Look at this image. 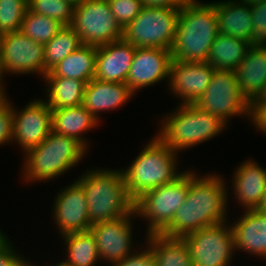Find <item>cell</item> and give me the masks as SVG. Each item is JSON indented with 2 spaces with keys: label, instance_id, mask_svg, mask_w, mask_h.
Segmentation results:
<instances>
[{
  "label": "cell",
  "instance_id": "1",
  "mask_svg": "<svg viewBox=\"0 0 266 266\" xmlns=\"http://www.w3.org/2000/svg\"><path fill=\"white\" fill-rule=\"evenodd\" d=\"M228 184L220 174L197 175L189 170V192L170 225L161 235L182 238L203 227L228 220ZM228 192V194H227Z\"/></svg>",
  "mask_w": 266,
  "mask_h": 266
},
{
  "label": "cell",
  "instance_id": "2",
  "mask_svg": "<svg viewBox=\"0 0 266 266\" xmlns=\"http://www.w3.org/2000/svg\"><path fill=\"white\" fill-rule=\"evenodd\" d=\"M218 30L215 1L187 0L180 8L172 60L205 62Z\"/></svg>",
  "mask_w": 266,
  "mask_h": 266
},
{
  "label": "cell",
  "instance_id": "3",
  "mask_svg": "<svg viewBox=\"0 0 266 266\" xmlns=\"http://www.w3.org/2000/svg\"><path fill=\"white\" fill-rule=\"evenodd\" d=\"M84 189L91 225L115 220L134 211L121 169L95 168L86 170L76 180Z\"/></svg>",
  "mask_w": 266,
  "mask_h": 266
},
{
  "label": "cell",
  "instance_id": "4",
  "mask_svg": "<svg viewBox=\"0 0 266 266\" xmlns=\"http://www.w3.org/2000/svg\"><path fill=\"white\" fill-rule=\"evenodd\" d=\"M87 152L88 149L75 138L51 131L39 145L24 153L22 178L27 183L55 180L82 162Z\"/></svg>",
  "mask_w": 266,
  "mask_h": 266
},
{
  "label": "cell",
  "instance_id": "5",
  "mask_svg": "<svg viewBox=\"0 0 266 266\" xmlns=\"http://www.w3.org/2000/svg\"><path fill=\"white\" fill-rule=\"evenodd\" d=\"M160 122L156 136L176 153L209 141L228 126L195 104H178Z\"/></svg>",
  "mask_w": 266,
  "mask_h": 266
},
{
  "label": "cell",
  "instance_id": "6",
  "mask_svg": "<svg viewBox=\"0 0 266 266\" xmlns=\"http://www.w3.org/2000/svg\"><path fill=\"white\" fill-rule=\"evenodd\" d=\"M157 136L152 137L129 167L122 169L129 196L135 201L145 192L173 182L178 170V155Z\"/></svg>",
  "mask_w": 266,
  "mask_h": 266
},
{
  "label": "cell",
  "instance_id": "7",
  "mask_svg": "<svg viewBox=\"0 0 266 266\" xmlns=\"http://www.w3.org/2000/svg\"><path fill=\"white\" fill-rule=\"evenodd\" d=\"M187 170L173 182L149 190L135 200L136 217L148 223L146 235L161 234L184 203L189 192V168Z\"/></svg>",
  "mask_w": 266,
  "mask_h": 266
},
{
  "label": "cell",
  "instance_id": "8",
  "mask_svg": "<svg viewBox=\"0 0 266 266\" xmlns=\"http://www.w3.org/2000/svg\"><path fill=\"white\" fill-rule=\"evenodd\" d=\"M180 8L144 6L123 29V39L136 48L171 50Z\"/></svg>",
  "mask_w": 266,
  "mask_h": 266
},
{
  "label": "cell",
  "instance_id": "9",
  "mask_svg": "<svg viewBox=\"0 0 266 266\" xmlns=\"http://www.w3.org/2000/svg\"><path fill=\"white\" fill-rule=\"evenodd\" d=\"M194 104L226 124L234 116H247L253 122L251 103L242 94L234 71L215 70L204 94Z\"/></svg>",
  "mask_w": 266,
  "mask_h": 266
},
{
  "label": "cell",
  "instance_id": "10",
  "mask_svg": "<svg viewBox=\"0 0 266 266\" xmlns=\"http://www.w3.org/2000/svg\"><path fill=\"white\" fill-rule=\"evenodd\" d=\"M70 26L85 45L101 46L123 38L108 0H84L75 6Z\"/></svg>",
  "mask_w": 266,
  "mask_h": 266
},
{
  "label": "cell",
  "instance_id": "11",
  "mask_svg": "<svg viewBox=\"0 0 266 266\" xmlns=\"http://www.w3.org/2000/svg\"><path fill=\"white\" fill-rule=\"evenodd\" d=\"M228 221L182 237L189 248L193 266H230L235 253L233 229Z\"/></svg>",
  "mask_w": 266,
  "mask_h": 266
},
{
  "label": "cell",
  "instance_id": "12",
  "mask_svg": "<svg viewBox=\"0 0 266 266\" xmlns=\"http://www.w3.org/2000/svg\"><path fill=\"white\" fill-rule=\"evenodd\" d=\"M1 59L6 74L35 73L45 77L44 44L20 30L0 35Z\"/></svg>",
  "mask_w": 266,
  "mask_h": 266
},
{
  "label": "cell",
  "instance_id": "13",
  "mask_svg": "<svg viewBox=\"0 0 266 266\" xmlns=\"http://www.w3.org/2000/svg\"><path fill=\"white\" fill-rule=\"evenodd\" d=\"M134 218H136L135 210L127 216L91 226L89 231L97 243L100 261L110 262L109 266H112L137 250L132 248L135 246L132 226Z\"/></svg>",
  "mask_w": 266,
  "mask_h": 266
},
{
  "label": "cell",
  "instance_id": "14",
  "mask_svg": "<svg viewBox=\"0 0 266 266\" xmlns=\"http://www.w3.org/2000/svg\"><path fill=\"white\" fill-rule=\"evenodd\" d=\"M22 109L14 107L13 143L19 144L25 153L39 145L52 131V110L42 98L34 99Z\"/></svg>",
  "mask_w": 266,
  "mask_h": 266
},
{
  "label": "cell",
  "instance_id": "15",
  "mask_svg": "<svg viewBox=\"0 0 266 266\" xmlns=\"http://www.w3.org/2000/svg\"><path fill=\"white\" fill-rule=\"evenodd\" d=\"M215 70L207 61L172 60L168 89L171 94L179 97L180 104H194L204 94Z\"/></svg>",
  "mask_w": 266,
  "mask_h": 266
},
{
  "label": "cell",
  "instance_id": "16",
  "mask_svg": "<svg viewBox=\"0 0 266 266\" xmlns=\"http://www.w3.org/2000/svg\"><path fill=\"white\" fill-rule=\"evenodd\" d=\"M53 219L60 236L69 233L86 232L91 228L87 200L83 187L75 180L61 189L53 200Z\"/></svg>",
  "mask_w": 266,
  "mask_h": 266
},
{
  "label": "cell",
  "instance_id": "17",
  "mask_svg": "<svg viewBox=\"0 0 266 266\" xmlns=\"http://www.w3.org/2000/svg\"><path fill=\"white\" fill-rule=\"evenodd\" d=\"M171 51L161 48H136L126 84L136 94L139 89L169 81Z\"/></svg>",
  "mask_w": 266,
  "mask_h": 266
},
{
  "label": "cell",
  "instance_id": "18",
  "mask_svg": "<svg viewBox=\"0 0 266 266\" xmlns=\"http://www.w3.org/2000/svg\"><path fill=\"white\" fill-rule=\"evenodd\" d=\"M136 47L123 38L97 46L94 78L106 82L126 83Z\"/></svg>",
  "mask_w": 266,
  "mask_h": 266
},
{
  "label": "cell",
  "instance_id": "19",
  "mask_svg": "<svg viewBox=\"0 0 266 266\" xmlns=\"http://www.w3.org/2000/svg\"><path fill=\"white\" fill-rule=\"evenodd\" d=\"M231 223L235 251L266 260V214L256 209L245 210Z\"/></svg>",
  "mask_w": 266,
  "mask_h": 266
},
{
  "label": "cell",
  "instance_id": "20",
  "mask_svg": "<svg viewBox=\"0 0 266 266\" xmlns=\"http://www.w3.org/2000/svg\"><path fill=\"white\" fill-rule=\"evenodd\" d=\"M241 163L231 179L233 195L242 209H257L266 190V169L253 158Z\"/></svg>",
  "mask_w": 266,
  "mask_h": 266
},
{
  "label": "cell",
  "instance_id": "21",
  "mask_svg": "<svg viewBox=\"0 0 266 266\" xmlns=\"http://www.w3.org/2000/svg\"><path fill=\"white\" fill-rule=\"evenodd\" d=\"M135 94L126 83H114L91 79L85 87L83 106L101 122V111L120 108Z\"/></svg>",
  "mask_w": 266,
  "mask_h": 266
},
{
  "label": "cell",
  "instance_id": "22",
  "mask_svg": "<svg viewBox=\"0 0 266 266\" xmlns=\"http://www.w3.org/2000/svg\"><path fill=\"white\" fill-rule=\"evenodd\" d=\"M220 34L248 41L253 28L250 5L238 0L215 1Z\"/></svg>",
  "mask_w": 266,
  "mask_h": 266
},
{
  "label": "cell",
  "instance_id": "23",
  "mask_svg": "<svg viewBox=\"0 0 266 266\" xmlns=\"http://www.w3.org/2000/svg\"><path fill=\"white\" fill-rule=\"evenodd\" d=\"M234 72L242 94L251 103L266 84V47H249Z\"/></svg>",
  "mask_w": 266,
  "mask_h": 266
},
{
  "label": "cell",
  "instance_id": "24",
  "mask_svg": "<svg viewBox=\"0 0 266 266\" xmlns=\"http://www.w3.org/2000/svg\"><path fill=\"white\" fill-rule=\"evenodd\" d=\"M99 123L83 105L52 110V131L75 138L87 149L90 142L83 134L97 127Z\"/></svg>",
  "mask_w": 266,
  "mask_h": 266
},
{
  "label": "cell",
  "instance_id": "25",
  "mask_svg": "<svg viewBox=\"0 0 266 266\" xmlns=\"http://www.w3.org/2000/svg\"><path fill=\"white\" fill-rule=\"evenodd\" d=\"M96 54L97 46L83 44L45 76L72 78L88 83L95 76Z\"/></svg>",
  "mask_w": 266,
  "mask_h": 266
},
{
  "label": "cell",
  "instance_id": "26",
  "mask_svg": "<svg viewBox=\"0 0 266 266\" xmlns=\"http://www.w3.org/2000/svg\"><path fill=\"white\" fill-rule=\"evenodd\" d=\"M48 107L51 110L75 107L83 104L86 82L72 78L45 76Z\"/></svg>",
  "mask_w": 266,
  "mask_h": 266
},
{
  "label": "cell",
  "instance_id": "27",
  "mask_svg": "<svg viewBox=\"0 0 266 266\" xmlns=\"http://www.w3.org/2000/svg\"><path fill=\"white\" fill-rule=\"evenodd\" d=\"M248 41L218 34L212 44L207 62L216 70L234 71L248 51Z\"/></svg>",
  "mask_w": 266,
  "mask_h": 266
},
{
  "label": "cell",
  "instance_id": "28",
  "mask_svg": "<svg viewBox=\"0 0 266 266\" xmlns=\"http://www.w3.org/2000/svg\"><path fill=\"white\" fill-rule=\"evenodd\" d=\"M146 239L156 266H193L189 248L182 238L152 234Z\"/></svg>",
  "mask_w": 266,
  "mask_h": 266
},
{
  "label": "cell",
  "instance_id": "29",
  "mask_svg": "<svg viewBox=\"0 0 266 266\" xmlns=\"http://www.w3.org/2000/svg\"><path fill=\"white\" fill-rule=\"evenodd\" d=\"M67 252L62 262L66 266H96L100 257L97 243L90 231L69 233L61 236Z\"/></svg>",
  "mask_w": 266,
  "mask_h": 266
},
{
  "label": "cell",
  "instance_id": "30",
  "mask_svg": "<svg viewBox=\"0 0 266 266\" xmlns=\"http://www.w3.org/2000/svg\"><path fill=\"white\" fill-rule=\"evenodd\" d=\"M81 45L83 44L77 32L71 26H62L57 34L44 44L45 75Z\"/></svg>",
  "mask_w": 266,
  "mask_h": 266
},
{
  "label": "cell",
  "instance_id": "31",
  "mask_svg": "<svg viewBox=\"0 0 266 266\" xmlns=\"http://www.w3.org/2000/svg\"><path fill=\"white\" fill-rule=\"evenodd\" d=\"M57 20L27 9L20 31L35 42L46 44L62 28Z\"/></svg>",
  "mask_w": 266,
  "mask_h": 266
},
{
  "label": "cell",
  "instance_id": "32",
  "mask_svg": "<svg viewBox=\"0 0 266 266\" xmlns=\"http://www.w3.org/2000/svg\"><path fill=\"white\" fill-rule=\"evenodd\" d=\"M74 5L66 0H28V10L57 20L63 26L73 21Z\"/></svg>",
  "mask_w": 266,
  "mask_h": 266
},
{
  "label": "cell",
  "instance_id": "33",
  "mask_svg": "<svg viewBox=\"0 0 266 266\" xmlns=\"http://www.w3.org/2000/svg\"><path fill=\"white\" fill-rule=\"evenodd\" d=\"M28 0H0V35L19 31Z\"/></svg>",
  "mask_w": 266,
  "mask_h": 266
},
{
  "label": "cell",
  "instance_id": "34",
  "mask_svg": "<svg viewBox=\"0 0 266 266\" xmlns=\"http://www.w3.org/2000/svg\"><path fill=\"white\" fill-rule=\"evenodd\" d=\"M253 28L249 47H266V0L250 5Z\"/></svg>",
  "mask_w": 266,
  "mask_h": 266
},
{
  "label": "cell",
  "instance_id": "35",
  "mask_svg": "<svg viewBox=\"0 0 266 266\" xmlns=\"http://www.w3.org/2000/svg\"><path fill=\"white\" fill-rule=\"evenodd\" d=\"M116 21L124 29L144 7L142 0H108Z\"/></svg>",
  "mask_w": 266,
  "mask_h": 266
},
{
  "label": "cell",
  "instance_id": "36",
  "mask_svg": "<svg viewBox=\"0 0 266 266\" xmlns=\"http://www.w3.org/2000/svg\"><path fill=\"white\" fill-rule=\"evenodd\" d=\"M7 97H0V146L13 142V102Z\"/></svg>",
  "mask_w": 266,
  "mask_h": 266
},
{
  "label": "cell",
  "instance_id": "37",
  "mask_svg": "<svg viewBox=\"0 0 266 266\" xmlns=\"http://www.w3.org/2000/svg\"><path fill=\"white\" fill-rule=\"evenodd\" d=\"M9 240L6 236L0 242V266H31V261L28 258L25 259L22 254L20 255Z\"/></svg>",
  "mask_w": 266,
  "mask_h": 266
},
{
  "label": "cell",
  "instance_id": "38",
  "mask_svg": "<svg viewBox=\"0 0 266 266\" xmlns=\"http://www.w3.org/2000/svg\"><path fill=\"white\" fill-rule=\"evenodd\" d=\"M145 247V248H144ZM135 251L133 254L125 257L120 262L113 264L112 266H156L154 256L150 248L145 244L144 250Z\"/></svg>",
  "mask_w": 266,
  "mask_h": 266
},
{
  "label": "cell",
  "instance_id": "39",
  "mask_svg": "<svg viewBox=\"0 0 266 266\" xmlns=\"http://www.w3.org/2000/svg\"><path fill=\"white\" fill-rule=\"evenodd\" d=\"M187 0H142L144 6L181 8Z\"/></svg>",
  "mask_w": 266,
  "mask_h": 266
},
{
  "label": "cell",
  "instance_id": "40",
  "mask_svg": "<svg viewBox=\"0 0 266 266\" xmlns=\"http://www.w3.org/2000/svg\"><path fill=\"white\" fill-rule=\"evenodd\" d=\"M264 108H266V84L263 86L262 91L251 102L252 119Z\"/></svg>",
  "mask_w": 266,
  "mask_h": 266
},
{
  "label": "cell",
  "instance_id": "41",
  "mask_svg": "<svg viewBox=\"0 0 266 266\" xmlns=\"http://www.w3.org/2000/svg\"><path fill=\"white\" fill-rule=\"evenodd\" d=\"M252 124L259 132L266 134V108L262 109L254 118Z\"/></svg>",
  "mask_w": 266,
  "mask_h": 266
},
{
  "label": "cell",
  "instance_id": "42",
  "mask_svg": "<svg viewBox=\"0 0 266 266\" xmlns=\"http://www.w3.org/2000/svg\"><path fill=\"white\" fill-rule=\"evenodd\" d=\"M5 70H4V67H3V64H2V59H1V47H0V97H7L8 93H6V88L5 87L6 85H4V82L5 80L4 77H5Z\"/></svg>",
  "mask_w": 266,
  "mask_h": 266
},
{
  "label": "cell",
  "instance_id": "43",
  "mask_svg": "<svg viewBox=\"0 0 266 266\" xmlns=\"http://www.w3.org/2000/svg\"><path fill=\"white\" fill-rule=\"evenodd\" d=\"M256 210L266 214V190H265L263 197H262V200H261V202H260V204Z\"/></svg>",
  "mask_w": 266,
  "mask_h": 266
},
{
  "label": "cell",
  "instance_id": "44",
  "mask_svg": "<svg viewBox=\"0 0 266 266\" xmlns=\"http://www.w3.org/2000/svg\"><path fill=\"white\" fill-rule=\"evenodd\" d=\"M238 1L247 3L248 5H252L254 3L262 2L264 0H238Z\"/></svg>",
  "mask_w": 266,
  "mask_h": 266
},
{
  "label": "cell",
  "instance_id": "45",
  "mask_svg": "<svg viewBox=\"0 0 266 266\" xmlns=\"http://www.w3.org/2000/svg\"><path fill=\"white\" fill-rule=\"evenodd\" d=\"M66 1L70 2L74 6H77L80 3H82L84 0H66Z\"/></svg>",
  "mask_w": 266,
  "mask_h": 266
},
{
  "label": "cell",
  "instance_id": "46",
  "mask_svg": "<svg viewBox=\"0 0 266 266\" xmlns=\"http://www.w3.org/2000/svg\"><path fill=\"white\" fill-rule=\"evenodd\" d=\"M4 232H2L1 230H0V242L6 237V235L7 234H5Z\"/></svg>",
  "mask_w": 266,
  "mask_h": 266
},
{
  "label": "cell",
  "instance_id": "47",
  "mask_svg": "<svg viewBox=\"0 0 266 266\" xmlns=\"http://www.w3.org/2000/svg\"><path fill=\"white\" fill-rule=\"evenodd\" d=\"M31 266H35V264L32 265V262H31ZM53 266H66V265H64L62 262H59V263L54 264Z\"/></svg>",
  "mask_w": 266,
  "mask_h": 266
}]
</instances>
